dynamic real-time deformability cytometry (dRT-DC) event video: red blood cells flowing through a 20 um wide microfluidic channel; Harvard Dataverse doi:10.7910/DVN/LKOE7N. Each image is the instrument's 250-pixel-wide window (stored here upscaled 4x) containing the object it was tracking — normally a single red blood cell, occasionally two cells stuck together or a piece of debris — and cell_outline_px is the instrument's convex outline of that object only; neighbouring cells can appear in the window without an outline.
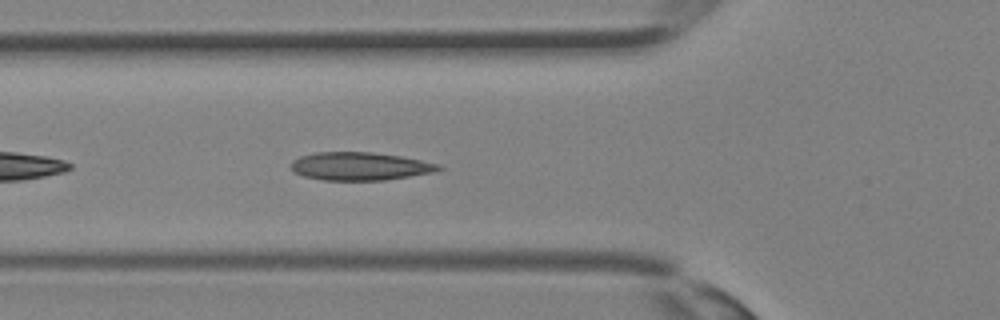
{"species": "Egyptian fruit bat (a non-hibernating species)", "species_latin": "Rousettus aegyptiacus", "temperature_condition": "room temperature", "stored_images_in_passage": 33, "camera_frame_rate_fps": 3000, "um_per_image_px": 0.085, "animal": {"sex": "female"}, "frame": {"image": 1, "passage_image": 13, "time_ms": 4.0, "image_size_px": [1000, 320], "cell_outline_px": [[444, 168], [432, 172], [384, 180], [324, 180], [304, 176], [296, 172], [292, 168], [292, 160], [300, 156], [316, 152], [372, 152], [400, 156], [440, 164]], "centroid_in_image_um": [30.59, 14.12], "position_along_channel_um": 95.2, "area_um2": 23.87}}
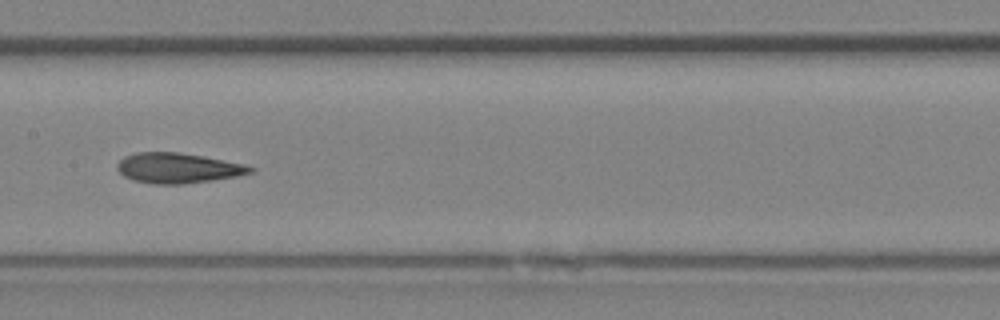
{"frame": {"image": 2, "passage_image": 18, "time_ms": 5.667, "image_size_px": [1000, 320], "cell_outline_px": [[256, 168], [252, 172], [236, 176], [212, 180], [184, 184], [152, 184], [132, 180], [124, 176], [116, 168], [116, 164], [124, 156], [136, 152], [176, 152], [204, 156], [244, 164]], "centroid_in_image_um": [15.09, 14.28], "position_along_channel_um": 192.3, "area_um2": 23.47}}
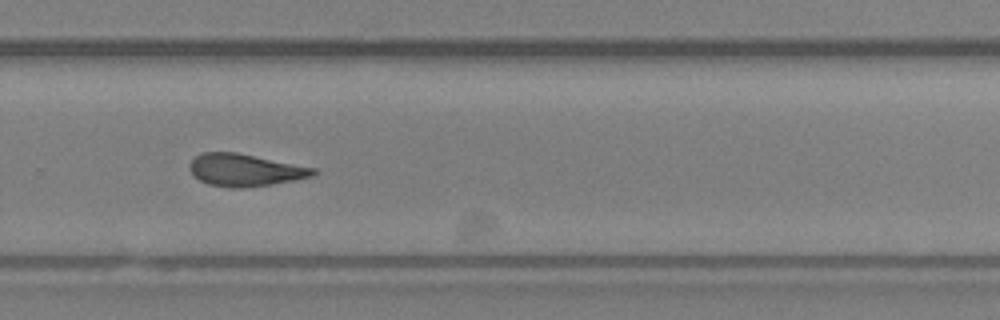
{"frame": {"image": 3, "passage_image": 24, "time_ms": 7.667, "image_size_px": [1000, 320], "cell_outline_px": [[316, 172], [312, 176], [272, 184], [244, 188], [232, 188], [208, 184], [200, 180], [188, 168], [188, 164], [196, 156], [204, 152], [236, 152], [316, 168]], "centroid_in_image_um": [20.8, 14.45], "position_along_channel_um": 309.0, "area_um2": 23.06}}